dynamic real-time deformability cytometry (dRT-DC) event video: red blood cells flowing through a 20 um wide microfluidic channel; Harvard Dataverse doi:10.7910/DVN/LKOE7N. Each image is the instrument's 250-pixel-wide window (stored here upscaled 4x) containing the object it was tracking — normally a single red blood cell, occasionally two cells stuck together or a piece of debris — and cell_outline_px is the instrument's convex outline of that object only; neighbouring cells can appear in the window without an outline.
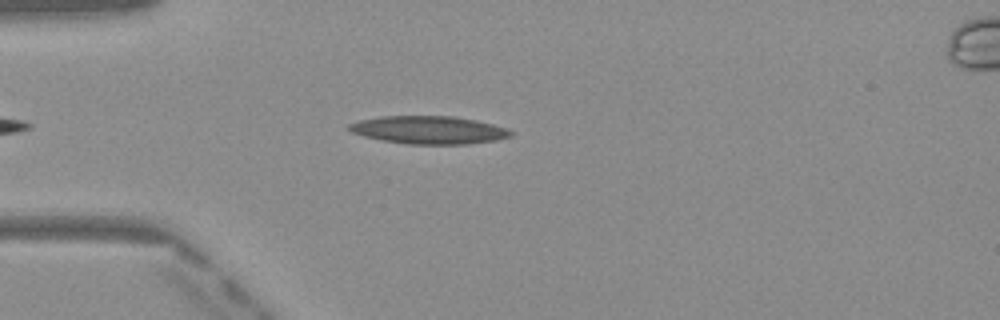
{"species": "Egyptian fruit bat (a non-hibernating species)", "species_latin": "Rousettus aegyptiacus", "temperature_condition": "warm", "stored_images_in_passage": 37, "camera_frame_rate_fps": 3000, "um_per_image_px": 0.085, "frame": {"image": 1, "passage_image": 4, "time_ms": 1.0, "image_size_px": [1000, 320], "cell_outline_px": [[512, 136], [496, 140], [468, 144], [408, 144], [380, 140], [364, 136], [352, 132], [348, 128], [348, 124], [360, 120], [380, 116], [452, 116], [476, 120], [508, 128], [512, 132]], "centroid_in_image_um": [36.45, 11.05], "position_along_channel_um": 48.5, "area_um2": 26.3}}
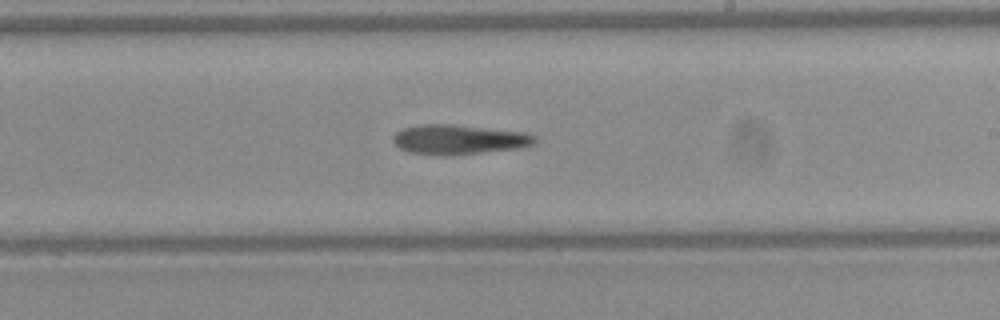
{"frame": {"image": 2, "passage_image": 20, "time_ms": 6.333, "image_size_px": [1000, 320], "cell_outline_px": [[536, 140], [532, 144], [516, 148], [484, 152], [448, 156], [440, 156], [408, 152], [400, 148], [392, 140], [392, 136], [396, 132], [404, 128], [420, 124], [452, 124], [524, 132], [536, 136]], "centroid_in_image_um": [38.94, 11.86], "position_along_channel_um": 250.1, "area_um2": 24.51}}
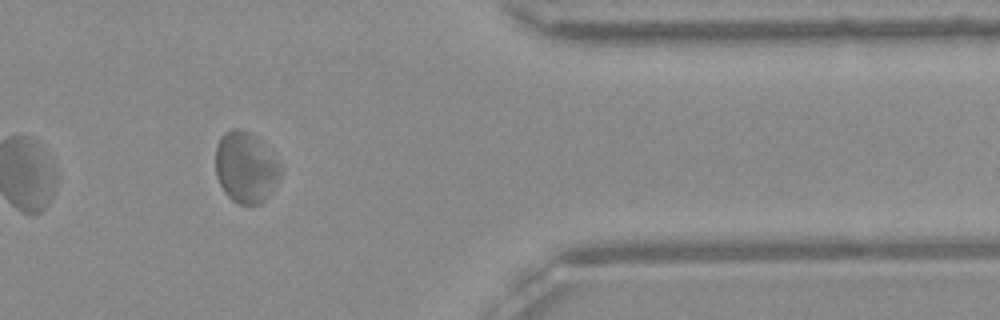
{"frame": {"image": 3, "passage_image": 32, "time_ms": 10.333, "image_size_px": [1000, 320], "cell_outline_px": [[284, 168], [272, 192], [260, 204], [240, 204], [232, 200], [224, 192], [216, 176], [216, 144], [220, 136], [224, 132], [232, 128], [240, 128], [248, 132]], "centroid_in_image_um": [20.86, 14.25], "position_along_channel_um": 390.5, "area_um2": 26.53}, "authors_computed_cell_mechanics": {"area_um2": 25.4898, "velocity_mm_per_s": 4.0392, "shape_relaxation_time_tau1_ms": null, "shape_relaxation_time_tau2_ms": 10.6993, "deformation_change_tau1": null, "deformation_change_tau2": 0.1976}}